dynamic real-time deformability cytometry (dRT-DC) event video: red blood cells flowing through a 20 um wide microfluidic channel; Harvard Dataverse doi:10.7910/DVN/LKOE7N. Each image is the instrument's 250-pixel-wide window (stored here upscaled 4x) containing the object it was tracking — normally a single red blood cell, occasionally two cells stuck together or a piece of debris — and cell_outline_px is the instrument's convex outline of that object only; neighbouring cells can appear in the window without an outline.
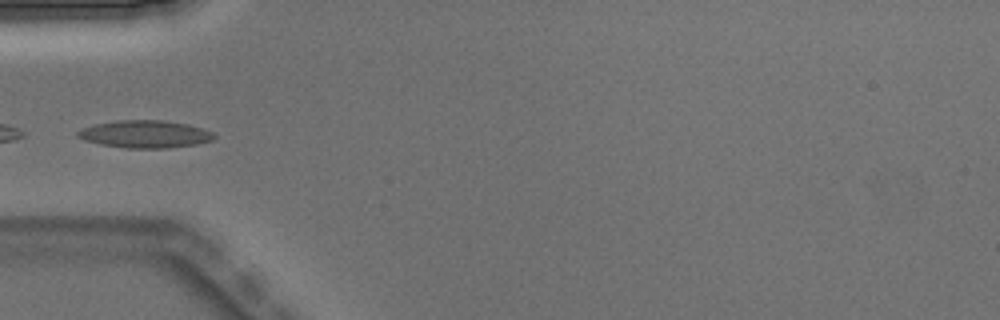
{"species": "Egyptian fruit bat (a non-hibernating species)", "species_latin": "Rousettus aegyptiacus", "temperature_condition": "warm", "stored_images_in_passage": 7, "camera_frame_rate_fps": 3000, "um_per_image_px": 0.085, "animal": {"sex": "male"}, "frame": {"image": 1, "passage_image": 6, "time_ms": 1.667, "image_size_px": [1000, 320], "cell_outline_px": [[216, 136], [212, 140], [196, 144], [168, 148], [124, 148], [100, 144], [84, 140], [76, 136], [76, 132], [84, 128], [96, 124], [116, 120], [164, 120], [188, 124], [204, 128], [212, 132]], "centroid_in_image_um": [12.34, 11.4], "position_along_channel_um": 72.7, "area_um2": 21.91}}